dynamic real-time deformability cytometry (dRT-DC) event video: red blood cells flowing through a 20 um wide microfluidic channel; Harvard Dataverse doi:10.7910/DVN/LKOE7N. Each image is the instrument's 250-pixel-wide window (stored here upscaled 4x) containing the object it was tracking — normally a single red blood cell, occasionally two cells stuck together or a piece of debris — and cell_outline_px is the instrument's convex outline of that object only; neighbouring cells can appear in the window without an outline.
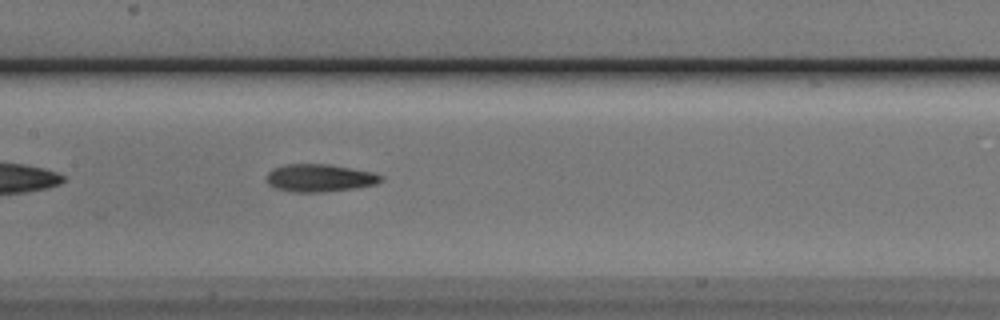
{"species": "Egyptian fruit bat (a non-hibernating species)", "species_latin": "Rousettus aegyptiacus", "temperature_condition": "cold", "stored_images_in_passage": 38, "camera_frame_rate_fps": 3000, "um_per_image_px": 0.085, "animal": {"sex": "male"}, "frame": {"image": 1, "passage_image": 12, "time_ms": 3.667, "image_size_px": [1000, 320], "cell_outline_px": [[384, 180], [376, 184], [352, 188], [324, 192], [292, 192], [276, 188], [268, 184], [268, 172], [272, 168], [284, 164], [328, 164], [352, 168], [372, 172], [384, 176]], "centroid_in_image_um": [27.18, 15.12], "position_along_channel_um": 180.2, "area_um2": 18.44}, "authors_computed_cell_mechanics": {"area_um2": 18.0336, "velocity_mm_per_s": 3.7887, "shape_relaxation_time_tau1_ms": 5.1126, "shape_relaxation_time_tau2_ms": 3.412, "deformation_change_tau1": 0.1551, "deformation_change_tau2": 0.1304}}